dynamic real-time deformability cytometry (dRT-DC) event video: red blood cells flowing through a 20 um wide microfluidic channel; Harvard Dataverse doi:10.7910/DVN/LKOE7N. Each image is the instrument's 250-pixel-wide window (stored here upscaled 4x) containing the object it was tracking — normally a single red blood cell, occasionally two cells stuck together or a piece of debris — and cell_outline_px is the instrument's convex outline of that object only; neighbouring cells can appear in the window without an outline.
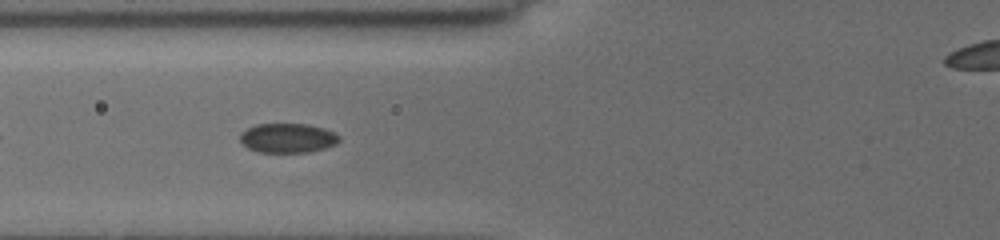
{"species": "common noctule bat (a hibernating species)", "species_latin": "Nyctalus noctula", "temperature_condition": "cold", "stored_images_in_passage": 5, "camera_frame_rate_fps": 3000, "um_per_image_px": 0.085, "animal": {"sex": "female", "body_mass_g": 19.5, "forearm_length_mm": 54.1}, "frame": {"image": 1, "passage_image": 5, "time_ms": 3.667, "image_size_px": [1000, 240], "cell_outline_px": [[340, 140], [336, 144], [312, 152], [256, 152], [248, 148], [240, 140], [240, 132], [256, 124], [304, 124], [324, 128], [340, 136]], "centroid_in_image_um": [24.44, 11.74], "position_along_channel_um": 101.4, "area_um2": 16.99}}